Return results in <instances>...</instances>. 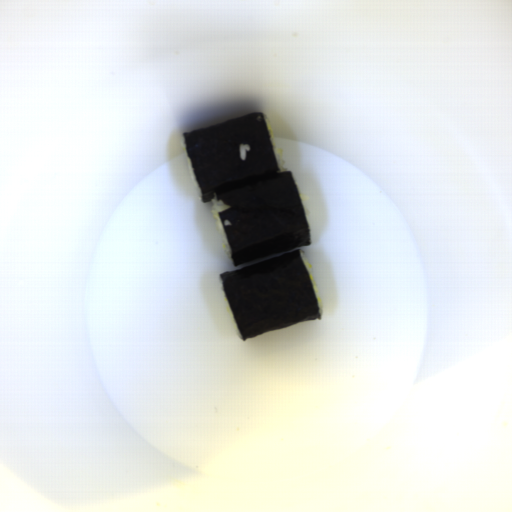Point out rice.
I'll return each instance as SVG.
<instances>
[{
    "label": "rice",
    "mask_w": 512,
    "mask_h": 512,
    "mask_svg": "<svg viewBox=\"0 0 512 512\" xmlns=\"http://www.w3.org/2000/svg\"><path fill=\"white\" fill-rule=\"evenodd\" d=\"M209 201H211L212 203V206H211V213L212 215L214 216L215 218V223L221 233V238H222V249L227 257V259H229L230 261L233 262V258H232V251H231V246H230V243H229V240H228V237H227V234H226V231H225V228H224V225H223V222L219 216V212L223 211V210H226L229 207V205L227 204H224L223 201L221 199H217V198H211Z\"/></svg>",
    "instance_id": "652b925c"
},
{
    "label": "rice",
    "mask_w": 512,
    "mask_h": 512,
    "mask_svg": "<svg viewBox=\"0 0 512 512\" xmlns=\"http://www.w3.org/2000/svg\"><path fill=\"white\" fill-rule=\"evenodd\" d=\"M264 118H265L266 126H267V129H268L269 137H270V140H271V144H272L273 152H274V155H275L276 163H277L280 171H288L287 166H286V160H283V149L277 147V145H276L275 138H274V133H273V128H272V125L270 123V120H269V118H267L265 116H264Z\"/></svg>",
    "instance_id": "023b6e5f"
},
{
    "label": "rice",
    "mask_w": 512,
    "mask_h": 512,
    "mask_svg": "<svg viewBox=\"0 0 512 512\" xmlns=\"http://www.w3.org/2000/svg\"><path fill=\"white\" fill-rule=\"evenodd\" d=\"M299 253H300L301 258H302V260H303V262H304V265H305V267H306V270H307V272H308V275H309V277H310V280H311V282H312V284H313V287H314V289H315L316 298H317V303H318V308H319V313H320V319H318V320H322V318H323V313H324V307H323L322 296H321V294H320V292H319V289H318V287H317V284H316V282H315V280H314L313 273H312V269H311V265H310V263H309V261H308L307 257L304 255V253H303L301 250L299 251Z\"/></svg>",
    "instance_id": "8eca5e8b"
},
{
    "label": "rice",
    "mask_w": 512,
    "mask_h": 512,
    "mask_svg": "<svg viewBox=\"0 0 512 512\" xmlns=\"http://www.w3.org/2000/svg\"><path fill=\"white\" fill-rule=\"evenodd\" d=\"M220 286H221V290H222V294H223V299H224V304H225V307H226L227 313H228V315H229V317H230V319H231V321H232V323H233V326H234V329H235V332H236V334H237L238 338H240V339L242 340V339H243V337H242V335H241V332H240V330H239V327H238V325H237V322H236V320H235V318H234V315H233V313H232V310H231V308H230V305H229V303H228V300H227V298H226V295H225V292H224V289H223V285H222V280H221Z\"/></svg>",
    "instance_id": "acb35da6"
},
{
    "label": "rice",
    "mask_w": 512,
    "mask_h": 512,
    "mask_svg": "<svg viewBox=\"0 0 512 512\" xmlns=\"http://www.w3.org/2000/svg\"><path fill=\"white\" fill-rule=\"evenodd\" d=\"M181 145H182V148H183V152H184V155H185V158H186V161H187V164H188V167H189V170H190V174H191V177H192V181L196 187V189L198 190V186H197V182H196V178H195V174H194V171H193V168H192V164H191V161H190V157H189V154H188V150H187V147H186V144H185V140L184 138L182 137L181 139ZM199 192V190H198Z\"/></svg>",
    "instance_id": "b023fe2a"
},
{
    "label": "rice",
    "mask_w": 512,
    "mask_h": 512,
    "mask_svg": "<svg viewBox=\"0 0 512 512\" xmlns=\"http://www.w3.org/2000/svg\"><path fill=\"white\" fill-rule=\"evenodd\" d=\"M250 146L249 144H242L240 145V152H239V157L241 159V161H244L246 160V155H247V152H250Z\"/></svg>",
    "instance_id": "e3fd555f"
}]
</instances>
